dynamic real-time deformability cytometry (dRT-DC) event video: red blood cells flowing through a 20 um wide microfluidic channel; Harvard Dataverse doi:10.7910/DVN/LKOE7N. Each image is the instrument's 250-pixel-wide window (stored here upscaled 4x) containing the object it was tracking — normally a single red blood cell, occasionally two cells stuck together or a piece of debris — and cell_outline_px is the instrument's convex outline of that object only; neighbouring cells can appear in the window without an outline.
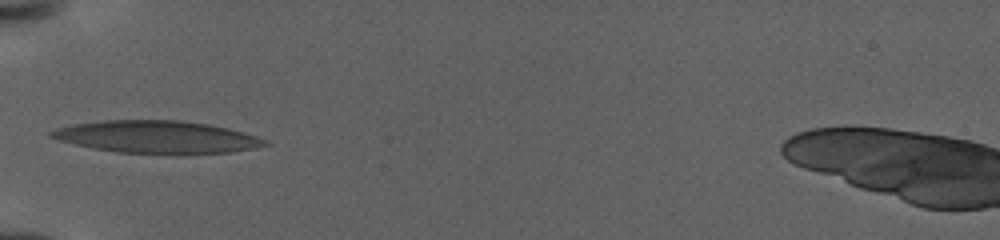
{"species": "human", "species_latin": "Homo sapiens", "temperature_condition": "warm", "stored_images_in_passage": 27, "camera_frame_rate_fps": 3000, "um_per_image_px": 0.085, "donor": {"sex": "female"}, "frame": {"image": 1, "passage_image": 1, "time_ms": 0.0, "image_size_px": [1000, 240], "cell_outline_px": [[272, 144], [232, 152], [116, 152], [92, 148], [60, 140], [48, 136], [48, 132], [56, 128], [72, 124], [104, 120], [180, 120], [208, 124], [228, 128], [256, 136]], "centroid_in_image_um": [13.28, 11.61], "position_along_channel_um": 71.7, "area_um2": 39.48}}
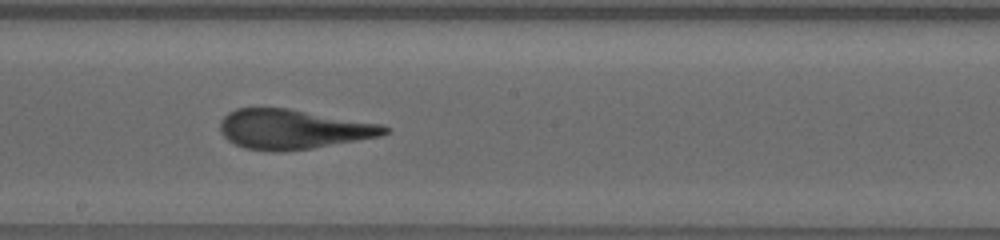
{"frame": {"image": 2, "passage_image": 9, "time_ms": 5.333, "image_size_px": [1000, 240], "cell_outline_px": [[392, 128], [388, 132], [380, 136], [312, 148], [280, 152], [272, 152], [244, 148], [228, 140], [220, 132], [220, 120], [228, 112], [236, 108], [288, 108], [380, 124]], "centroid_in_image_um": [24.87, 10.99], "position_along_channel_um": 223.3, "area_um2": 37.92}}
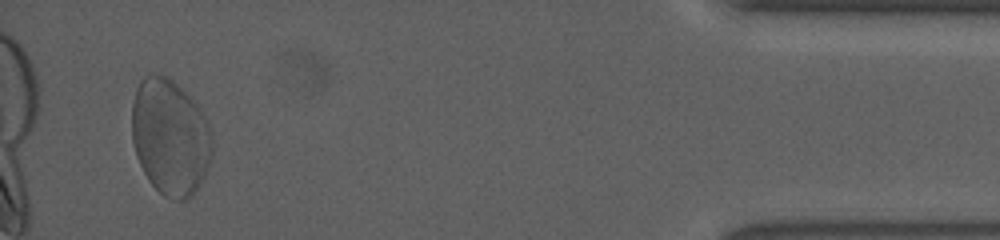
{"frame": {"image": 3, "passage_image": 25, "time_ms": 14.333, "image_size_px": [1000, 240], "cell_outline_px": [[212, 156], [204, 176], [192, 196], [188, 200], [176, 200], [164, 196], [148, 180], [136, 156], [132, 140], [132, 100], [136, 88], [140, 80], [144, 76], [152, 72], [160, 72], [168, 76], [200, 108], [208, 120], [212, 132]], "centroid_in_image_um": [14.46, 11.62], "position_along_channel_um": 420.7, "area_um2": 54.91}}